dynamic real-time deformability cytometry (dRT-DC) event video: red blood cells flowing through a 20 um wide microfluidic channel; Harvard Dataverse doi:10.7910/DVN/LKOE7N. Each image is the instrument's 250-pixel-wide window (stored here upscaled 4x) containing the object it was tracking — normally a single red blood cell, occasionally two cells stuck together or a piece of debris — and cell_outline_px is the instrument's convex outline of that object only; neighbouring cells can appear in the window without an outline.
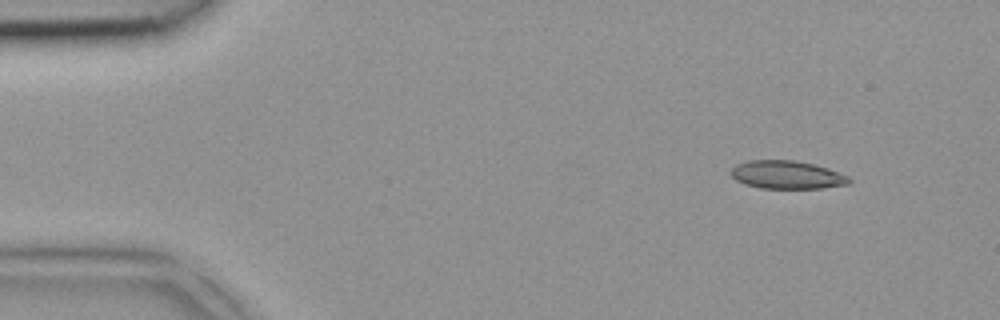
{"species": "common noctule bat (a hibernating species)", "species_latin": "Nyctalus noctula", "temperature_condition": "room temperature", "stored_images_in_passage": 4, "camera_frame_rate_fps": 3000, "um_per_image_px": 0.085, "animal": {"sex": "female", "body_mass_g": 18.4}, "frame": {"image": 1, "passage_image": 1, "time_ms": 0.0, "image_size_px": [1000, 320], "cell_outline_px": [[852, 180], [848, 184], [820, 188], [760, 188], [744, 184], [736, 180], [728, 172], [736, 164], [748, 160], [796, 160], [828, 168], [848, 176]], "centroid_in_image_um": [66.85, 14.85], "position_along_channel_um": 18.2, "area_um2": 19.42}}
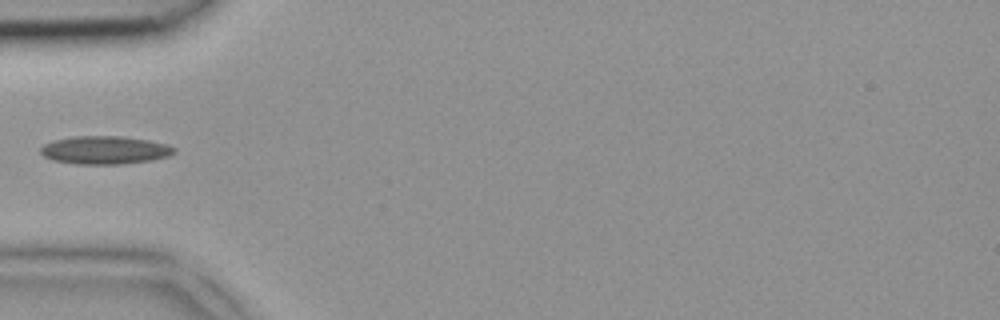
{"frame": {"image": 2, "passage_image": 4, "time_ms": 1.0, "image_size_px": [1000, 320], "cell_outline_px": [[176, 152], [168, 156], [152, 160], [124, 164], [76, 164], [52, 160], [44, 156], [40, 152], [40, 148], [44, 144], [52, 140], [72, 136], [120, 136], [148, 140], [168, 144], [176, 148]], "centroid_in_image_um": [8.91, 12.75], "position_along_channel_um": 76.1, "area_um2": 22.08}}